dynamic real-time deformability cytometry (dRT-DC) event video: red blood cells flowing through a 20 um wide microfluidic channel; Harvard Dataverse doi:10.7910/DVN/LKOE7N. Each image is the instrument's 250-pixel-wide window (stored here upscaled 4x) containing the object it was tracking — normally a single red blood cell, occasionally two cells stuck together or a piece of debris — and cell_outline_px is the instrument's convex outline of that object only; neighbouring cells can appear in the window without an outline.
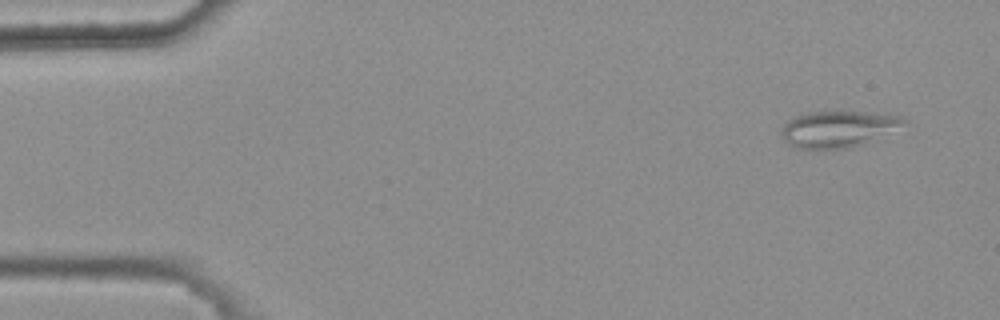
{"species": "common noctule bat (a hibernating species)", "species_latin": "Nyctalus noctula", "temperature_condition": "warm", "stored_images_in_passage": 4, "camera_frame_rate_fps": 3000, "um_per_image_px": 0.085, "animal": {"sex": "female", "body_mass_g": 25.1}, "frame": {"image": 1, "passage_image": 1, "time_ms": 0.0, "image_size_px": [1000, 320], "cell_outline_px": [[908, 120], [864, 144], [852, 148], [796, 148], [788, 144], [784, 140], [780, 128], [788, 120], [804, 112], [872, 112], [900, 116]], "centroid_in_image_um": [71.15, 10.96], "position_along_channel_um": 13.9, "area_um2": 25.43}}